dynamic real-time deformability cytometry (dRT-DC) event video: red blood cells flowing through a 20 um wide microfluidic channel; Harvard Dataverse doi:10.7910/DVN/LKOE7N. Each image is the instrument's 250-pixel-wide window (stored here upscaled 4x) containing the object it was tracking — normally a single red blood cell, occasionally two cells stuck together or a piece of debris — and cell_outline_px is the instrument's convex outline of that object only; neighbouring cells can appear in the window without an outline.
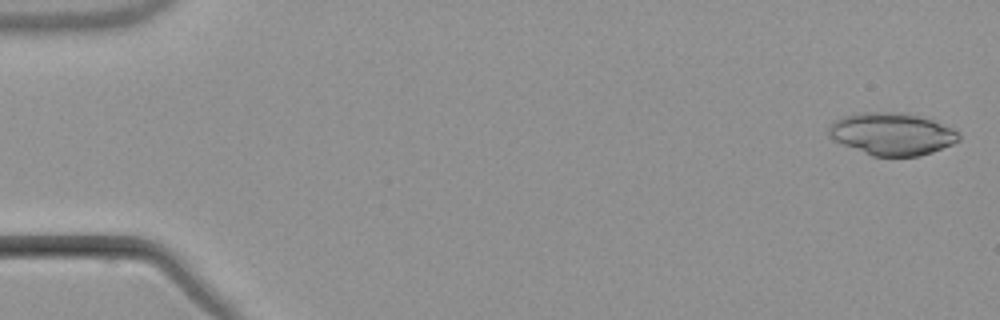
{"species": "common noctule bat (a hibernating species)", "species_latin": "Nyctalus noctula", "temperature_condition": "warm", "stored_images_in_passage": 5, "camera_frame_rate_fps": 3000, "um_per_image_px": 0.085, "animal": {"sex": "male", "body_mass_g": 21.5, "forearm_length_mm": 52.0}, "frame": {"image": 1, "passage_image": 1, "time_ms": 0.0, "image_size_px": [1000, 320], "cell_outline_px": [[960, 140], [952, 144], [932, 152], [920, 156], [872, 156], [844, 144], [828, 136], [828, 128], [836, 120], [844, 116], [864, 112], [900, 112], [932, 120], [952, 128], [960, 132]], "centroid_in_image_um": [75.84, 11.39], "position_along_channel_um": 9.2, "area_um2": 31.73}}